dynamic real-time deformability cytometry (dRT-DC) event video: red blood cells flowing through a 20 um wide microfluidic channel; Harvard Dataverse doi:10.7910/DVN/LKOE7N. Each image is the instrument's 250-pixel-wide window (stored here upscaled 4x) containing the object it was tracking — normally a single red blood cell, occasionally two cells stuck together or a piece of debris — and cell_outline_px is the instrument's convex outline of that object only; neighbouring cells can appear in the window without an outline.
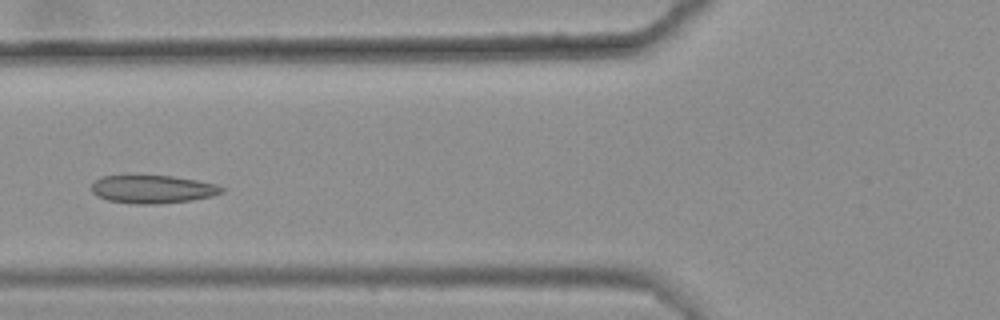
{"species": "common noctule bat (a hibernating species)", "species_latin": "Nyctalus noctula", "temperature_condition": "warm", "stored_images_in_passage": 5, "camera_frame_rate_fps": 3000, "um_per_image_px": 0.085, "animal": {"sex": "female", "body_mass_g": 25.1}, "frame": {"image": 1, "passage_image": 5, "time_ms": 1.333, "image_size_px": [1000, 320], "cell_outline_px": [[224, 192], [212, 196], [192, 200], [156, 204], [132, 204], [108, 200], [96, 196], [92, 192], [92, 184], [100, 176], [172, 176], [196, 180], [216, 184], [224, 188]], "centroid_in_image_um": [12.97, 16.09], "position_along_channel_um": 112.8, "area_um2": 21.27}}